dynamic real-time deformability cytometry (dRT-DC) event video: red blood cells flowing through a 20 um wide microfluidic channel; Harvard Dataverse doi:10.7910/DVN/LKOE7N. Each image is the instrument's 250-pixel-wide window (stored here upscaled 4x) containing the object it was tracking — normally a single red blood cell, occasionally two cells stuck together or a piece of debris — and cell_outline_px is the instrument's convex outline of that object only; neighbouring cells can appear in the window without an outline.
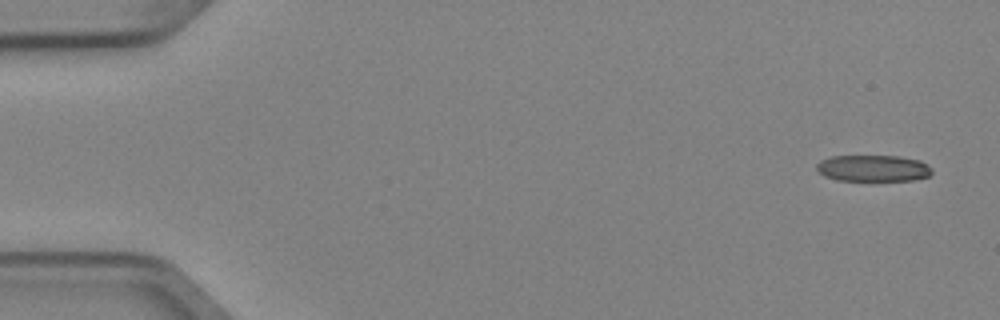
{"species": "Egyptian fruit bat (a non-hibernating species)", "species_latin": "Rousettus aegyptiacus", "temperature_condition": "cold", "stored_images_in_passage": 8, "camera_frame_rate_fps": 3000, "um_per_image_px": 0.085, "animal": {"sex": "female"}, "frame": {"image": 1, "passage_image": 1, "time_ms": 0.0, "image_size_px": [1000, 320], "cell_outline_px": [[932, 172], [928, 176], [912, 180], [836, 180], [824, 176], [816, 172], [816, 164], [820, 160], [832, 156], [900, 156], [920, 160], [932, 168]], "centroid_in_image_um": [74.18, 14.29], "position_along_channel_um": 10.8, "area_um2": 17.86}}
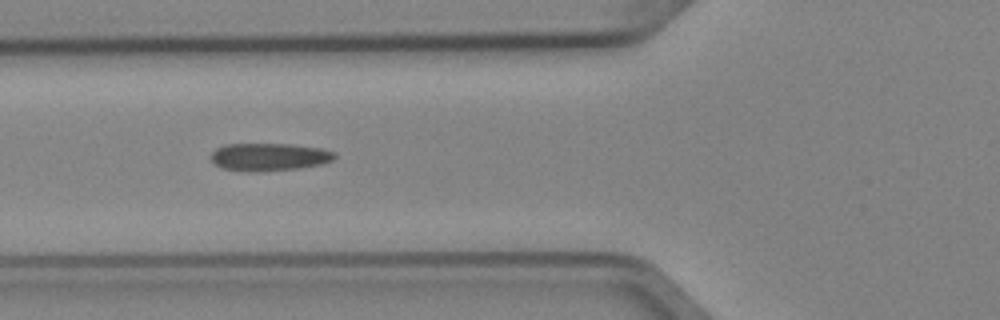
{"frame": {"image": 2, "passage_image": 6, "time_ms": 1.667, "image_size_px": [1000, 320], "cell_outline_px": [[336, 156], [332, 160], [320, 164], [300, 168], [256, 172], [220, 168], [208, 156], [216, 148], [224, 144], [292, 144], [324, 148], [336, 152]], "centroid_in_image_um": [22.88, 13.33], "position_along_channel_um": 102.9, "area_um2": 20.17}}
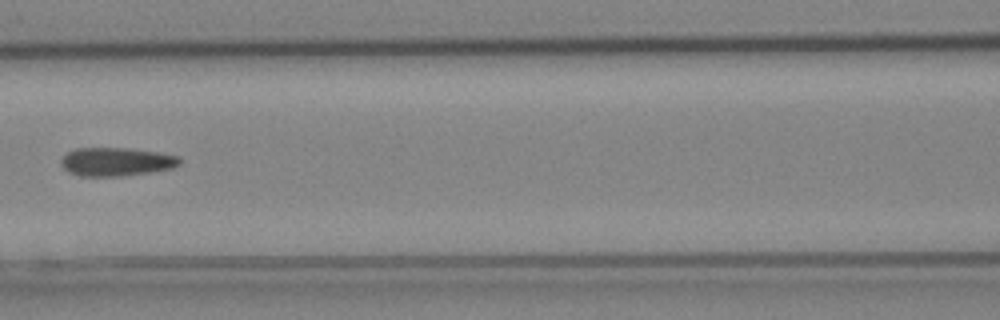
{"frame": {"image": 3, "passage_image": 7, "time_ms": 2.0, "image_size_px": [1000, 320], "cell_outline_px": [[180, 164], [172, 168], [148, 172], [120, 176], [80, 176], [68, 172], [60, 164], [60, 160], [68, 152], [76, 148], [128, 148], [156, 152], [180, 156]], "centroid_in_image_um": [9.86, 13.74], "position_along_channel_um": 156.7, "area_um2": 19.59}}